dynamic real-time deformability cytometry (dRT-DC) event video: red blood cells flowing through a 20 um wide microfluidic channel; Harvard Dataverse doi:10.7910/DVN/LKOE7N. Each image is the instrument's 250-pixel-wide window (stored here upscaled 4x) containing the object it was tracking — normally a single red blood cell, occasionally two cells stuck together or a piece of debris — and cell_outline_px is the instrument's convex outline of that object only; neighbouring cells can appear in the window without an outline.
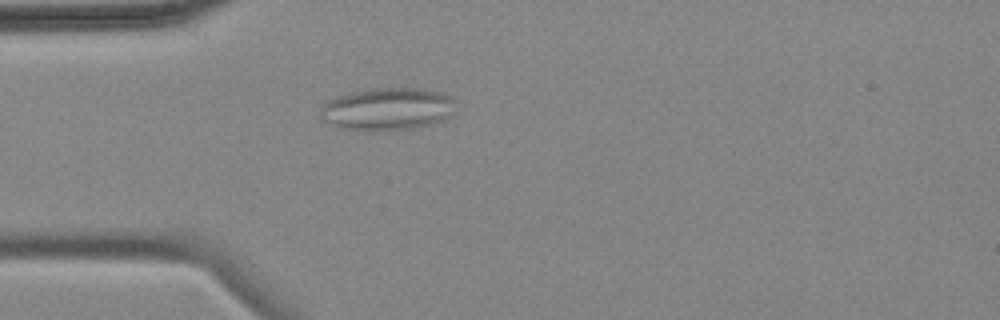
{"species": "common noctule bat (a hibernating species)", "species_latin": "Nyctalus noctula", "temperature_condition": "cold", "stored_images_in_passage": 3, "camera_frame_rate_fps": 3000, "um_per_image_px": 0.085, "animal": {"sex": "female", "body_mass_g": 18.4}, "frame": {"image": 1, "passage_image": 3, "time_ms": 4.0, "image_size_px": [1000, 320], "cell_outline_px": [[456, 100], [452, 112], [444, 120], [432, 124], [412, 128], [372, 132], [340, 128], [324, 120], [320, 112], [320, 108], [328, 100], [352, 92], [372, 88], [424, 88], [440, 92], [452, 96]], "centroid_in_image_um": [32.96, 9.27], "position_along_channel_um": 52.0, "area_um2": 33.76}}